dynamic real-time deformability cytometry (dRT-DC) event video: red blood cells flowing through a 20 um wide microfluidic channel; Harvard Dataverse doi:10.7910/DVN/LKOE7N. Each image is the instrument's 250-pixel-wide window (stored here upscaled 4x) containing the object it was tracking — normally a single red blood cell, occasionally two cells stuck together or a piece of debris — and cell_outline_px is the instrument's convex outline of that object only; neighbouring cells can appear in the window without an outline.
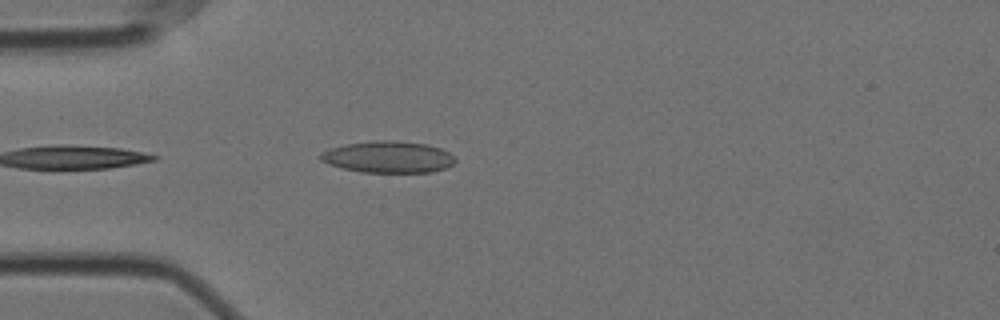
{"species": "Egyptian fruit bat (a non-hibernating species)", "species_latin": "Rousettus aegyptiacus", "temperature_condition": "cold", "stored_images_in_passage": 29, "camera_frame_rate_fps": 3000, "um_per_image_px": 0.085, "animal": {"sex": "female"}, "frame": {"image": 1, "passage_image": 3, "time_ms": 0.667, "image_size_px": [1000, 320], "cell_outline_px": [[456, 160], [452, 164], [444, 168], [432, 172], [360, 172], [328, 164], [320, 160], [320, 152], [344, 144], [372, 140], [396, 140], [428, 144], [440, 148], [456, 156]], "centroid_in_image_um": [33.0, 13.33], "position_along_channel_um": 52.0, "area_um2": 24.97}}
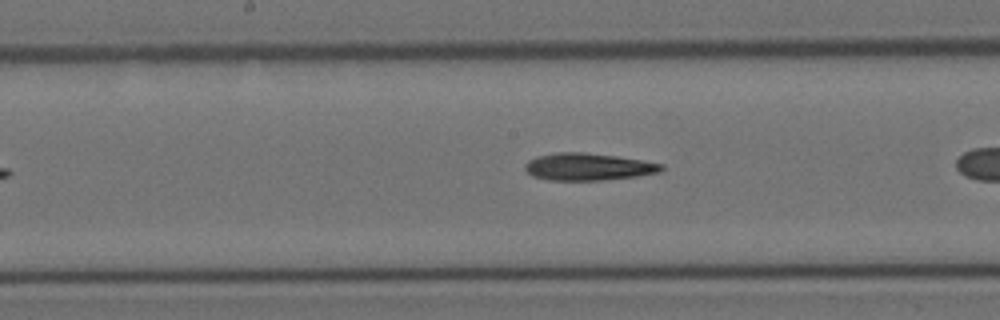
{"frame": {"image": 2, "passage_image": 13, "time_ms": 4.0, "image_size_px": [1000, 320], "cell_outline_px": [[664, 168], [660, 172], [636, 176], [604, 180], [548, 180], [532, 176], [524, 168], [524, 164], [528, 160], [536, 156], [556, 152], [584, 152], [616, 156], [664, 164]], "centroid_in_image_um": [49.96, 14.17], "position_along_channel_um": 198.2, "area_um2": 21.68}}
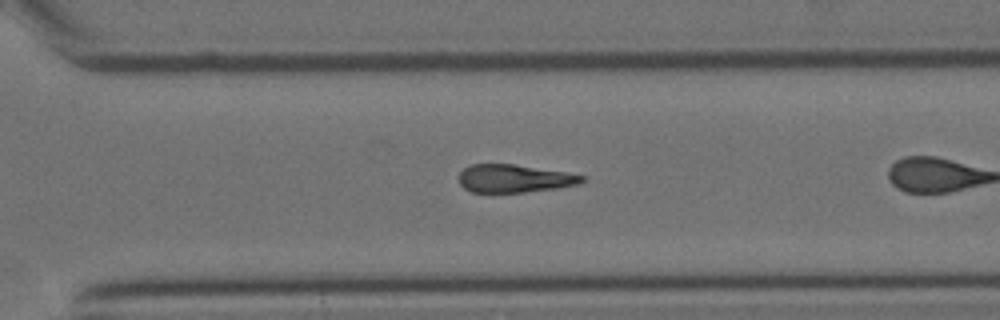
{"frame": {"image": 3, "passage_image": 24, "time_ms": 7.667, "image_size_px": [1000, 320], "cell_outline_px": [[584, 180], [580, 184], [556, 188], [524, 192], [472, 192], [464, 188], [460, 184], [456, 176], [464, 168], [472, 164], [516, 164], [568, 172], [584, 176]], "centroid_in_image_um": [43.69, 15.16], "position_along_channel_um": 326.9, "area_um2": 20.23}}